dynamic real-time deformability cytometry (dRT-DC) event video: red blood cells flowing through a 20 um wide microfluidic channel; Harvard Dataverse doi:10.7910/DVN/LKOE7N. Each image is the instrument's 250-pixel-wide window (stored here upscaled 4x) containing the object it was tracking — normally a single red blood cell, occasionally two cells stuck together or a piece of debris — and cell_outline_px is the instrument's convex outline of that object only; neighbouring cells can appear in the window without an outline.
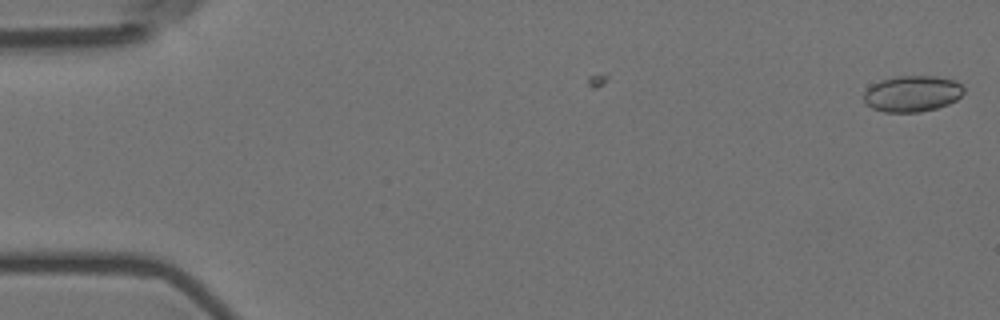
{"species": "Egyptian fruit bat (a non-hibernating species)", "species_latin": "Rousettus aegyptiacus", "temperature_condition": "room temperature", "stored_images_in_passage": 2, "camera_frame_rate_fps": 3000, "um_per_image_px": 0.085, "animal": {"sex": "female"}, "frame": {"image": 1, "passage_image": 2, "time_ms": 0.333, "image_size_px": [1000, 320], "cell_outline_px": [[964, 92], [956, 100], [948, 104], [936, 108], [920, 112], [884, 112], [872, 108], [864, 100], [864, 92], [872, 84], [880, 80], [896, 76], [936, 76], [956, 80], [964, 88]], "centroid_in_image_um": [77.55, 7.95], "position_along_channel_um": 7.5, "area_um2": 21.1}}